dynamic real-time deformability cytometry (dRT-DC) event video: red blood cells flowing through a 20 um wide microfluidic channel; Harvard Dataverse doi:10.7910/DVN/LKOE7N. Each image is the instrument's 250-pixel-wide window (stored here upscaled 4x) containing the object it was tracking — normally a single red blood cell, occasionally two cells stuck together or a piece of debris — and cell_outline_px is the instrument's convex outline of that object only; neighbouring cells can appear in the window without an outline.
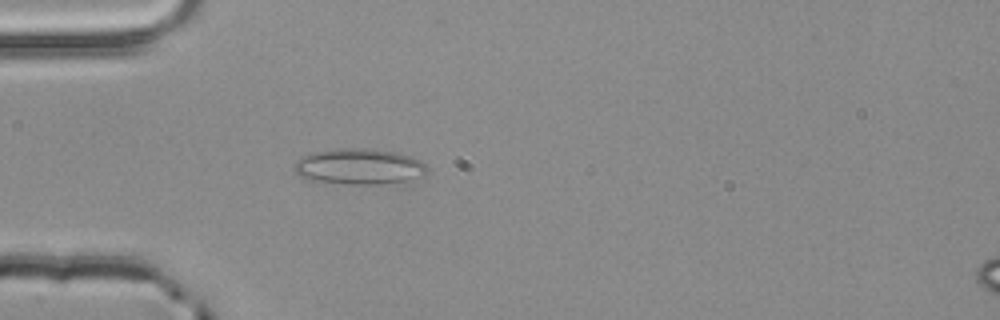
{"species": "common noctule bat (a hibernating species)", "species_latin": "Nyctalus noctula", "temperature_condition": "room temperature", "stored_images_in_passage": 3, "camera_frame_rate_fps": 3000, "um_per_image_px": 0.085, "animal": {"sex": "male", "body_mass_g": 20.4}, "frame": {"image": 1, "passage_image": 3, "time_ms": 0.667, "image_size_px": [1000, 320], "cell_outline_px": [[428, 168], [424, 172], [408, 180], [380, 184], [348, 184], [308, 180], [300, 176], [292, 168], [296, 160], [300, 156], [312, 152], [340, 148], [368, 148], [400, 152], [420, 160]], "centroid_in_image_um": [30.45, 14.14], "position_along_channel_um": 54.5, "area_um2": 27.8}}